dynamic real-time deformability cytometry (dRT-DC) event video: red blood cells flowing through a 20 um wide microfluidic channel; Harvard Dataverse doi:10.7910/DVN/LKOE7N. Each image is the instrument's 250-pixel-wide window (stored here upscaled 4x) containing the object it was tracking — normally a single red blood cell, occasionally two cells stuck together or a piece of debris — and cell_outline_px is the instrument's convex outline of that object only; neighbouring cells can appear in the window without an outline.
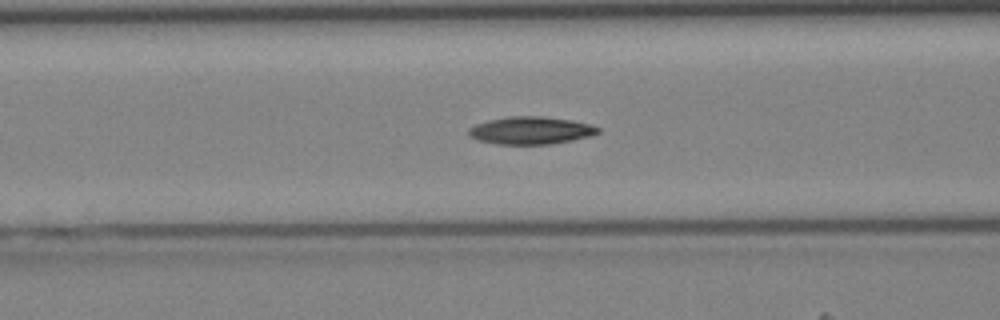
{"species": "Egyptian fruit bat (a non-hibernating species)", "species_latin": "Rousettus aegyptiacus", "temperature_condition": "cold", "stored_images_in_passage": 42, "camera_frame_rate_fps": 3000, "um_per_image_px": 0.085, "animal": {"sex": "female"}, "frame": {"image": 1, "passage_image": 17, "time_ms": 5.333, "image_size_px": [1000, 320], "cell_outline_px": [[600, 132], [592, 136], [552, 144], [496, 144], [476, 140], [468, 136], [468, 128], [476, 124], [488, 120], [508, 116], [544, 116], [572, 120], [588, 124], [600, 128]], "centroid_in_image_um": [45.09, 11.09], "position_along_channel_um": 121.5, "area_um2": 20.98}}
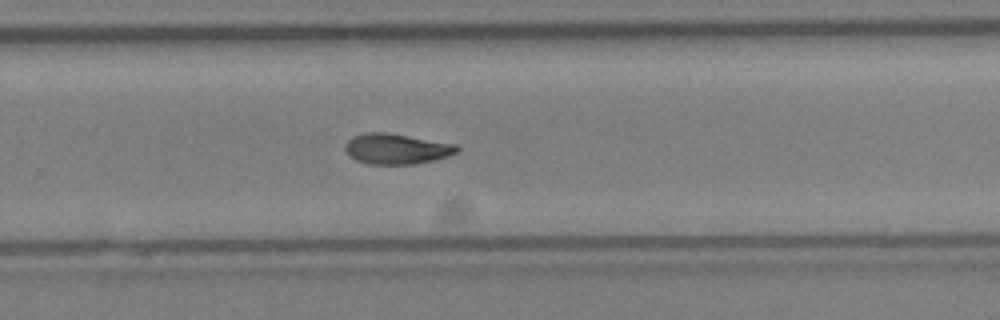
{"frame": {"image": 2, "passage_image": 28, "time_ms": 9.0, "image_size_px": [1000, 320], "cell_outline_px": [[460, 148], [456, 152], [448, 156], [436, 160], [412, 164], [368, 164], [356, 160], [348, 156], [344, 148], [344, 144], [352, 136], [364, 132], [388, 132], [456, 144]], "centroid_in_image_um": [33.67, 12.64], "position_along_channel_um": 296.1, "area_um2": 20.11}}
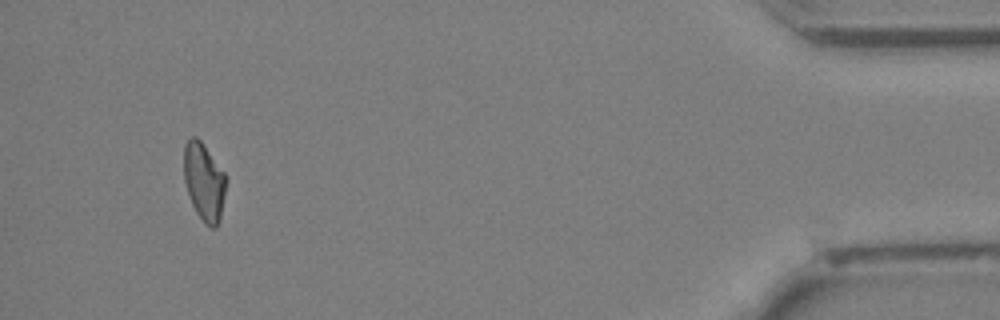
{"frame": {"image": 3, "passage_image": 40, "time_ms": 13.0, "image_size_px": [1000, 320], "cell_outline_px": [[228, 180], [220, 220], [216, 228], [212, 228], [204, 224], [196, 212], [188, 196], [184, 180], [184, 144], [192, 136], [196, 136], [200, 140], [228, 176]], "centroid_in_image_um": [17.37, 15.47], "position_along_channel_um": 417.8, "area_um2": 19.54}}